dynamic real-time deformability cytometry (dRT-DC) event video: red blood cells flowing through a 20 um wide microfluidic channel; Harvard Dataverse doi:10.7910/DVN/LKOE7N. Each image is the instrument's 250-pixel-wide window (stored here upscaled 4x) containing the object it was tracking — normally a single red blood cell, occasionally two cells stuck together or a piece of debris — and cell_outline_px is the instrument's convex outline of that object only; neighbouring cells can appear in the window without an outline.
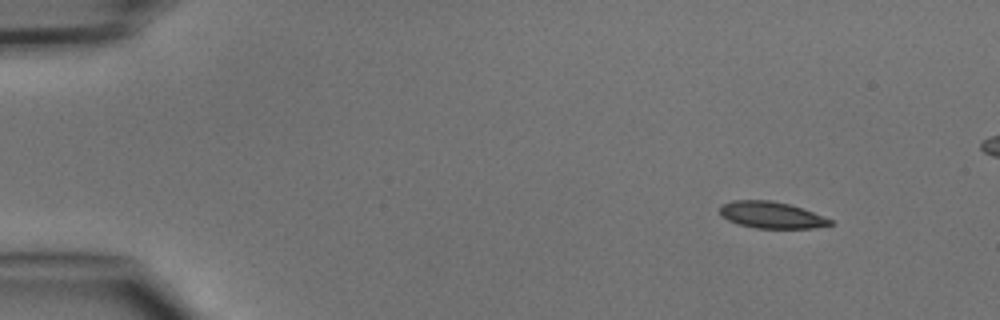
{"species": "common noctule bat (a hibernating species)", "species_latin": "Nyctalus noctula", "temperature_condition": "cold", "stored_images_in_passage": 4, "camera_frame_rate_fps": 3000, "um_per_image_px": 0.085, "animal": {"sex": "male", "body_mass_g": 15.6}, "frame": {"image": 1, "passage_image": 1, "time_ms": 0.0, "image_size_px": [1000, 320], "cell_outline_px": [[832, 224], [812, 228], [756, 228], [740, 224], [728, 220], [720, 216], [720, 204], [732, 200], [772, 200], [788, 204], [812, 212], [832, 220]], "centroid_in_image_um": [65.5, 18.26], "position_along_channel_um": 19.5, "area_um2": 16.94}}